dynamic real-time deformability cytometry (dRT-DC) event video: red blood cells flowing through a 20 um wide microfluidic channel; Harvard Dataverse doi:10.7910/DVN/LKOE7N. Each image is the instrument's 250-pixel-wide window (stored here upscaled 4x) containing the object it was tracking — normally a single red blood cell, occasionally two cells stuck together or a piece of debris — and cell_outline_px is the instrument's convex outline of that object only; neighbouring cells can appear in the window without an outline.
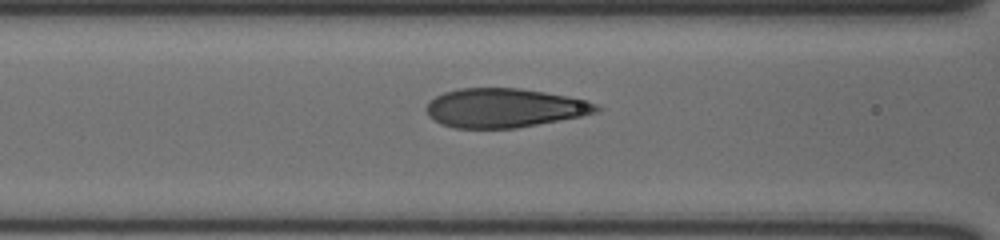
{"species": "human", "species_latin": "Homo sapiens", "temperature_condition": "cold", "stored_images_in_passage": 7, "camera_frame_rate_fps": 3000, "um_per_image_px": 0.085, "donor": {"sex": "male"}, "frame": {"image": 1, "passage_image": 6, "time_ms": 1.667, "image_size_px": [1000, 240], "cell_outline_px": [[600, 108], [596, 112], [580, 116], [516, 128], [456, 128], [440, 124], [424, 108], [436, 96], [444, 92], [460, 88], [520, 88], [544, 92], [588, 100], [596, 104]], "centroid_in_image_um": [42.87, 9.17], "position_along_channel_um": 123.7, "area_um2": 38.32}}